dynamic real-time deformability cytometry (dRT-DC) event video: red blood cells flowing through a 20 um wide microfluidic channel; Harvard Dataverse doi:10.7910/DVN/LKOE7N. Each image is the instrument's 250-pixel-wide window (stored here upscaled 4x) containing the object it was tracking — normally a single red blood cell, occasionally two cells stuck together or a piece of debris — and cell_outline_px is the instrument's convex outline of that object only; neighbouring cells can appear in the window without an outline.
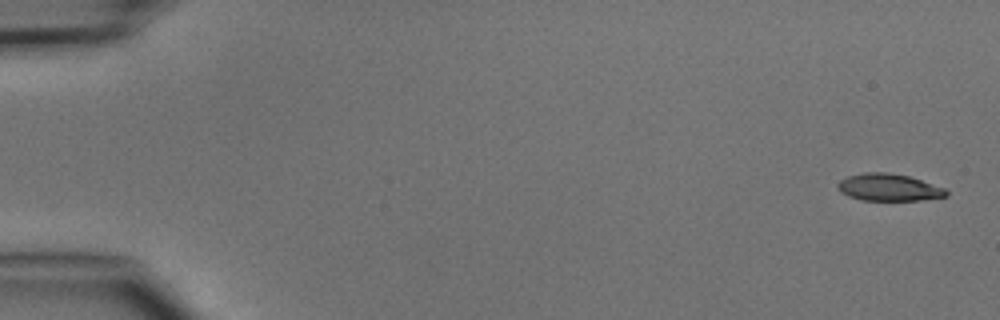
{"species": "common noctule bat (a hibernating species)", "species_latin": "Nyctalus noctula", "temperature_condition": "cold", "stored_images_in_passage": 4, "camera_frame_rate_fps": 3000, "um_per_image_px": 0.085, "animal": {"sex": "male", "body_mass_g": 15.6}, "frame": {"image": 1, "passage_image": 1, "time_ms": 0.0, "image_size_px": [1000, 320], "cell_outline_px": [[948, 196], [920, 200], [860, 200], [848, 196], [840, 192], [836, 184], [840, 180], [848, 176], [864, 172], [888, 172], [908, 176], [944, 188], [948, 192]], "centroid_in_image_um": [75.5, 15.93], "position_along_channel_um": 9.5, "area_um2": 17.11}}
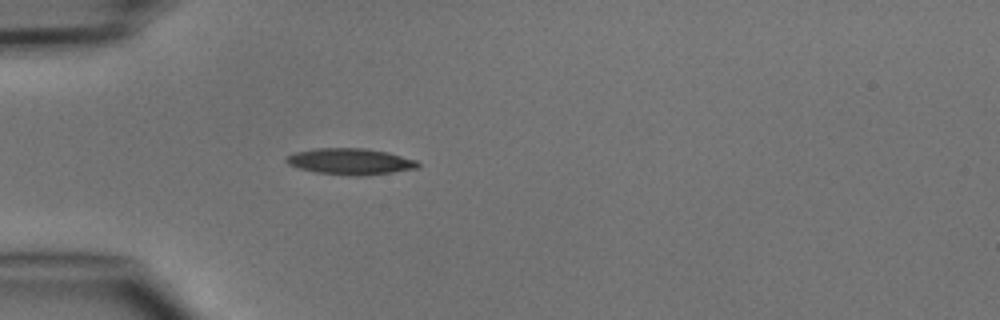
{"frame": {"image": 2, "passage_image": 4, "time_ms": 4.333, "image_size_px": [1000, 320], "cell_outline_px": [[420, 164], [416, 168], [392, 172], [364, 176], [352, 176], [316, 172], [300, 168], [288, 164], [284, 160], [288, 156], [296, 152], [316, 148], [364, 148], [388, 152], [416, 160]], "centroid_in_image_um": [29.78, 13.72], "position_along_channel_um": 55.2, "area_um2": 20.0}}